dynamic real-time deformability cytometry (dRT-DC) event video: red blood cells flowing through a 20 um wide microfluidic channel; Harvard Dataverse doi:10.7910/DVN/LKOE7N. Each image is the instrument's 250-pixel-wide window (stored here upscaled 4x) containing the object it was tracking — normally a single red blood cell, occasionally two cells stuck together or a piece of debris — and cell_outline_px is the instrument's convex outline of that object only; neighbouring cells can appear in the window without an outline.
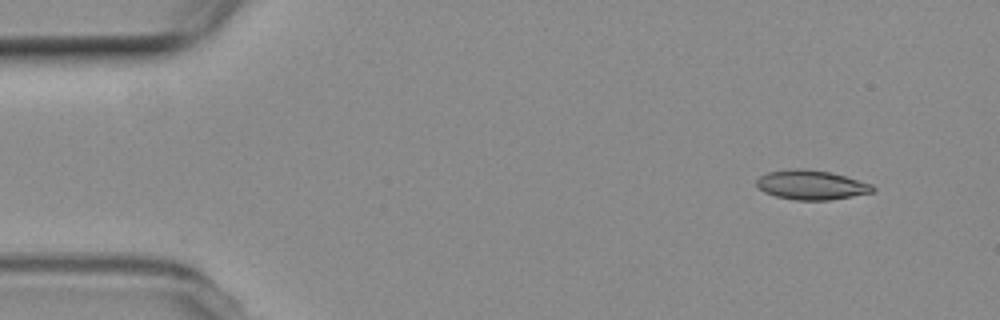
{"species": "common noctule bat (a hibernating species)", "species_latin": "Nyctalus noctula", "temperature_condition": "room temperature", "stored_images_in_passage": 4, "camera_frame_rate_fps": 3000, "um_per_image_px": 0.085, "animal": {"sex": "female", "body_mass_g": 19.3, "forearm_length_mm": 54.1}, "frame": {"image": 1, "passage_image": 1, "time_ms": 0.0, "image_size_px": [1000, 320], "cell_outline_px": [[876, 192], [828, 200], [796, 200], [776, 196], [764, 192], [756, 188], [756, 180], [760, 176], [768, 172], [796, 168], [828, 172], [844, 176], [872, 184], [876, 188]], "centroid_in_image_um": [68.95, 15.73], "position_along_channel_um": 16.0, "area_um2": 19.83}}
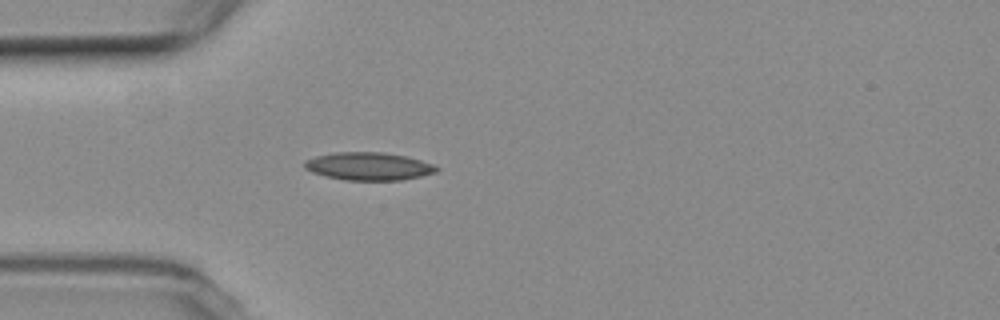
{"frame": {"image": 2, "passage_image": 4, "time_ms": 3.667, "image_size_px": [1000, 320], "cell_outline_px": [[440, 168], [436, 172], [420, 176], [400, 180], [344, 180], [324, 176], [312, 172], [304, 168], [304, 160], [316, 156], [336, 152], [384, 152], [404, 156], [420, 160], [432, 164]], "centroid_in_image_um": [31.3, 14.13], "position_along_channel_um": 53.7, "area_um2": 21.39}}